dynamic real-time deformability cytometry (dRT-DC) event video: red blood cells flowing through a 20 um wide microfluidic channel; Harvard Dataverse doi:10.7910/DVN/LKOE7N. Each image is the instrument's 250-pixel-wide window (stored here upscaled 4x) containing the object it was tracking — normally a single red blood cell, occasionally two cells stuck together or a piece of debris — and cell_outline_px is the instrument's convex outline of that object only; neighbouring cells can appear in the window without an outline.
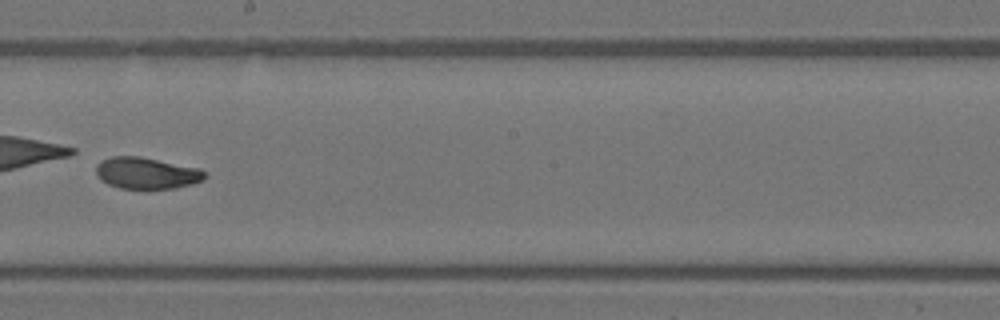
{"species": "Egyptian fruit bat (a non-hibernating species)", "species_latin": "Rousettus aegyptiacus", "temperature_condition": "warm", "stored_images_in_passage": 48, "camera_frame_rate_fps": 3000, "um_per_image_px": 0.085, "animal": {"sex": "female"}, "frame": {"image": 1, "passage_image": 28, "time_ms": 9.0, "image_size_px": [1000, 320], "cell_outline_px": [[208, 176], [204, 180], [192, 184], [176, 188], [120, 188], [108, 184], [100, 180], [96, 172], [96, 164], [100, 160], [112, 156], [140, 156], [200, 168]], "centroid_in_image_um": [12.46, 14.7], "position_along_channel_um": 235.7, "area_um2": 20.11}}